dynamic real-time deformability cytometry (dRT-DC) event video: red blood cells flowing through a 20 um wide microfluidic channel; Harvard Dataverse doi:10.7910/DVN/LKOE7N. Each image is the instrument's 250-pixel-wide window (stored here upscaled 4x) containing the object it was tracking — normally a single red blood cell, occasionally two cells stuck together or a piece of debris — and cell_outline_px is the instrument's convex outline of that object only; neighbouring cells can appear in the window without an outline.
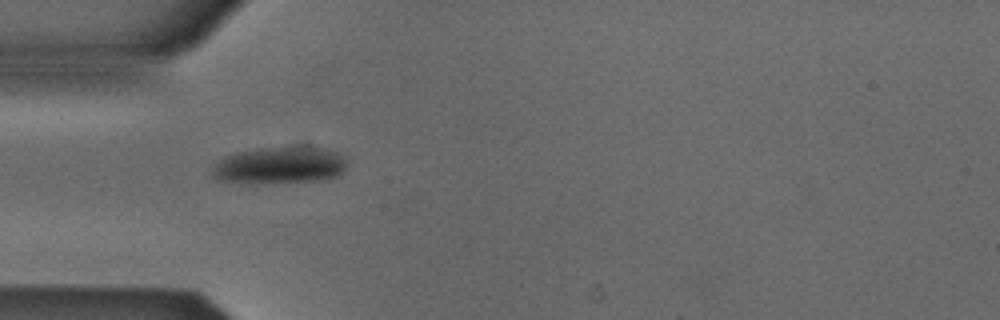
{"species": "Egyptian fruit bat (a non-hibernating species)", "species_latin": "Rousettus aegyptiacus", "temperature_condition": "cold", "stored_images_in_passage": 7, "camera_frame_rate_fps": 3000, "um_per_image_px": 0.085, "animal": {"sex": "male"}, "frame": {"image": 1, "passage_image": 5, "time_ms": 1.333, "image_size_px": [1000, 320], "cell_outline_px": [[344, 168], [336, 176], [328, 180], [264, 184], [240, 184], [216, 180], [212, 176], [212, 168], [224, 156], [236, 152], [264, 148], [296, 144], [300, 144], [336, 152], [344, 160]], "centroid_in_image_um": [23.7, 14.07], "position_along_channel_um": 61.3, "area_um2": 29.82}}
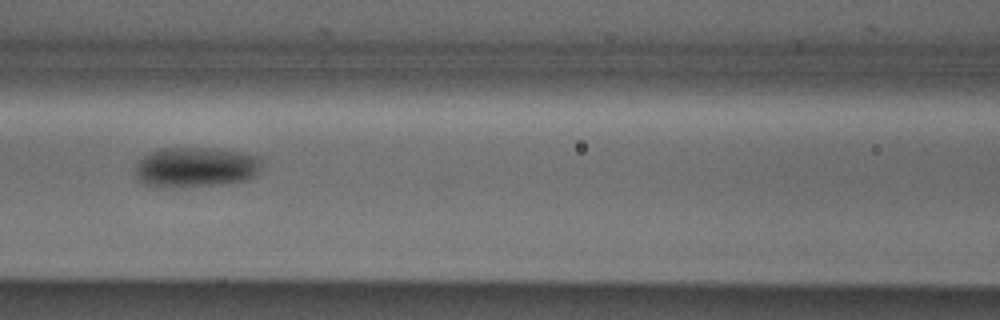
{"frame": {"image": 2, "passage_image": 7, "time_ms": 2.0, "image_size_px": [1000, 320], "cell_outline_px": [[264, 156], [260, 168], [256, 176], [244, 180], [224, 184], [160, 188], [152, 188], [140, 184], [136, 180], [136, 160], [160, 148], [216, 148]], "centroid_in_image_um": [16.61, 14.22], "position_along_channel_um": 150.0, "area_um2": 30.35}}